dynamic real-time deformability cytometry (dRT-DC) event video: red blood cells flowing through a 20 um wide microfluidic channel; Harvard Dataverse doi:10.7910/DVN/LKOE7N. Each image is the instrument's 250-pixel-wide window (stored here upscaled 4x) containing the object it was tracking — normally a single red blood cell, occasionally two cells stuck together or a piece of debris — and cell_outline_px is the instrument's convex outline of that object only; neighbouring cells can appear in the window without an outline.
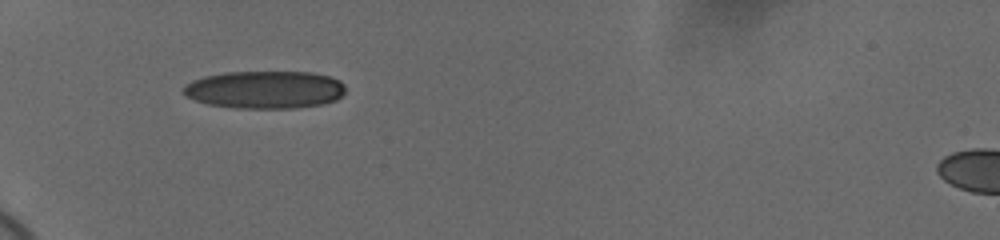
{"species": "human", "species_latin": "Homo sapiens", "temperature_condition": "cold", "stored_images_in_passage": 38, "camera_frame_rate_fps": 3000, "um_per_image_px": 0.085, "donor": {"sex": "female"}, "frame": {"image": 1, "passage_image": 1, "time_ms": 0.0, "image_size_px": [1000, 240], "cell_outline_px": [[344, 92], [336, 100], [324, 104], [296, 108], [236, 108], [208, 104], [184, 96], [180, 92], [184, 84], [192, 80], [204, 76], [224, 72], [312, 72], [332, 76], [340, 80], [344, 84]], "centroid_in_image_um": [22.49, 7.62], "position_along_channel_um": 62.5, "area_um2": 36.07}}
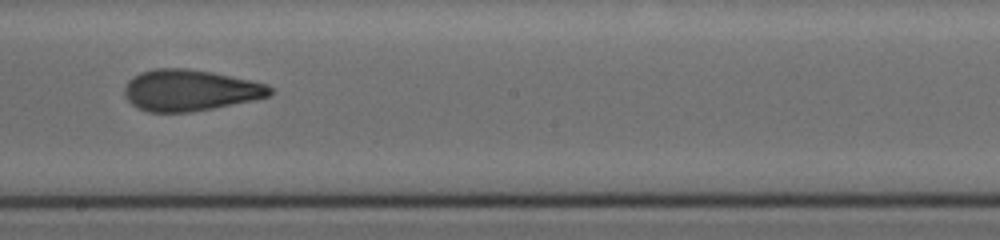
{"frame": {"image": 2, "passage_image": 16, "time_ms": 5.0, "image_size_px": [1000, 240], "cell_outline_px": [[272, 92], [268, 96], [252, 100], [192, 112], [148, 112], [136, 108], [124, 96], [124, 88], [128, 80], [132, 76], [140, 72], [156, 68], [188, 68], [212, 72], [268, 84], [272, 88]], "centroid_in_image_um": [16.1, 7.67], "position_along_channel_um": 232.1, "area_um2": 35.03}}
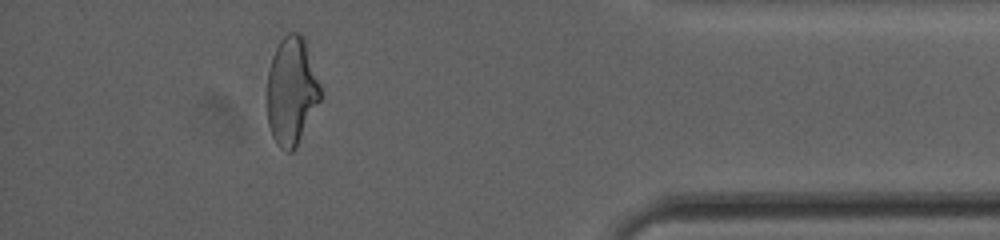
{"frame": {"image": 3, "passage_image": 33, "time_ms": 10.667, "image_size_px": [1000, 240], "cell_outline_px": [[320, 100], [296, 148], [292, 152], [288, 152], [280, 148], [272, 136], [268, 124], [268, 68], [272, 56], [280, 40], [288, 32], [300, 32], [304, 36], [320, 84]], "centroid_in_image_um": [24.78, 7.72], "position_along_channel_um": 410.4, "area_um2": 33.52}, "authors_computed_cell_mechanics": {"area_um2": 35.3158, "velocity_mm_per_s": 3.6823, "shape_relaxation_time_tau1_ms": 7.5338, "shape_relaxation_time_tau2_ms": 1.5746, "deformation_change_tau1": 0.1827, "deformation_change_tau2": 0.0872}}